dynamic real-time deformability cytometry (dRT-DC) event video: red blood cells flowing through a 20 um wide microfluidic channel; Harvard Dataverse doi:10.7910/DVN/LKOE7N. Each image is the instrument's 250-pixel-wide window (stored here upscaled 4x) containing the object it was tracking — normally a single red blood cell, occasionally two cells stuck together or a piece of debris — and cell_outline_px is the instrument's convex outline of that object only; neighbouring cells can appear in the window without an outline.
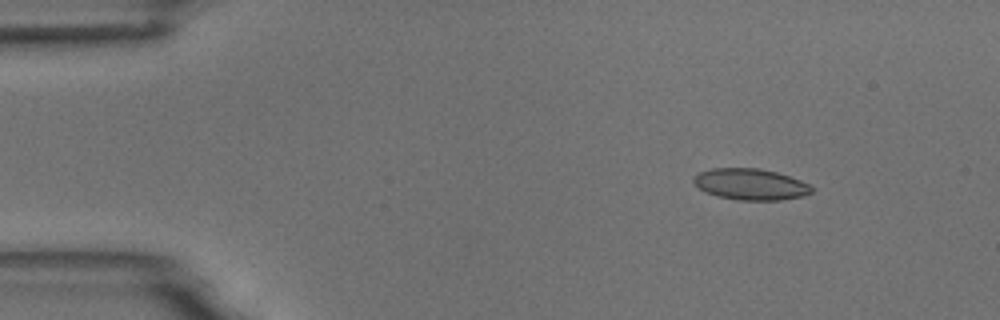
{"species": "common noctule bat (a hibernating species)", "species_latin": "Nyctalus noctula", "temperature_condition": "room temperature", "stored_images_in_passage": 6, "camera_frame_rate_fps": 3000, "um_per_image_px": 0.085, "animal": {"sex": "male", "body_mass_g": 18.8}, "frame": {"image": 1, "passage_image": 2, "time_ms": 2.0, "image_size_px": [1000, 320], "cell_outline_px": [[812, 192], [804, 196], [780, 200], [736, 200], [716, 196], [704, 192], [692, 184], [692, 176], [700, 172], [712, 168], [760, 168], [776, 172], [800, 180], [808, 184], [812, 188]], "centroid_in_image_um": [63.73, 15.67], "position_along_channel_um": 21.3, "area_um2": 21.73}}
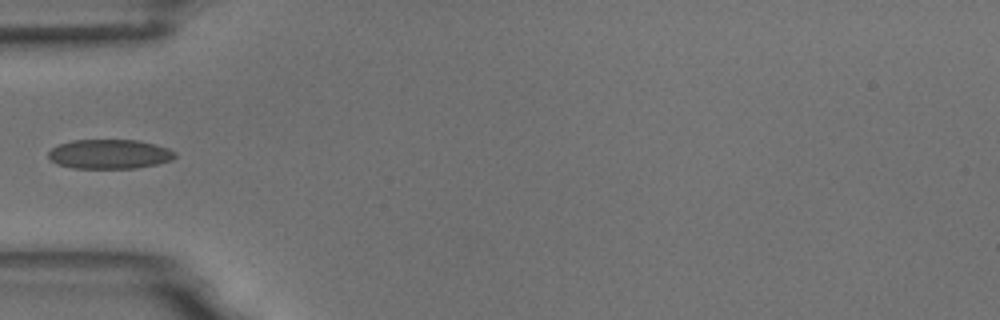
{"frame": {"image": 2, "passage_image": 5, "time_ms": 5.667, "image_size_px": [1000, 320], "cell_outline_px": [[176, 156], [172, 160], [156, 164], [136, 168], [72, 168], [56, 164], [48, 156], [48, 152], [52, 148], [60, 144], [72, 140], [136, 140], [168, 148], [176, 152]], "centroid_in_image_um": [9.3, 13.1], "position_along_channel_um": 75.7, "area_um2": 21.62}}